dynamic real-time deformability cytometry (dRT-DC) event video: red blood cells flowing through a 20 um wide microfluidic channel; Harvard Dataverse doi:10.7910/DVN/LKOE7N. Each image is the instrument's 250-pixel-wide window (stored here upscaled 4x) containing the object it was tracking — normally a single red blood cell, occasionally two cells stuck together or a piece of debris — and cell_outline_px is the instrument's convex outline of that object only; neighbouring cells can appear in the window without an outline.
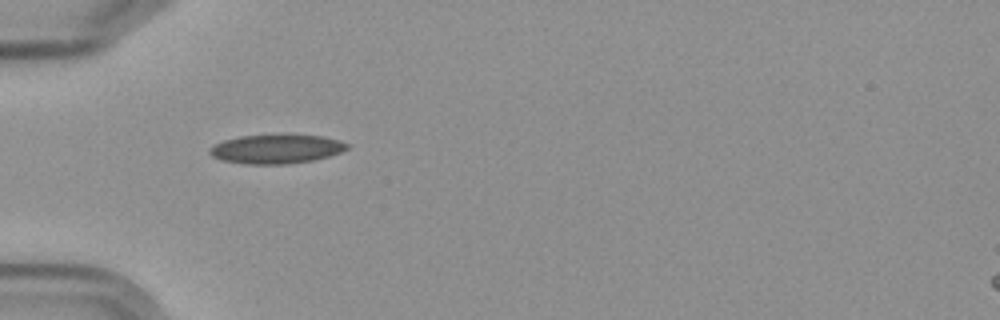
{"species": "Egyptian fruit bat (a non-hibernating species)", "species_latin": "Rousettus aegyptiacus", "temperature_condition": "cold", "stored_images_in_passage": 2, "camera_frame_rate_fps": 3000, "um_per_image_px": 0.085, "frame": {"image": 1, "passage_image": 1, "time_ms": 0.0, "image_size_px": [1000, 320], "cell_outline_px": [[348, 148], [340, 152], [328, 156], [312, 160], [284, 164], [244, 164], [220, 160], [212, 156], [208, 152], [208, 148], [224, 140], [240, 136], [324, 136], [340, 140], [348, 144]], "centroid_in_image_um": [23.44, 12.68], "position_along_channel_um": 61.6, "area_um2": 22.83}}
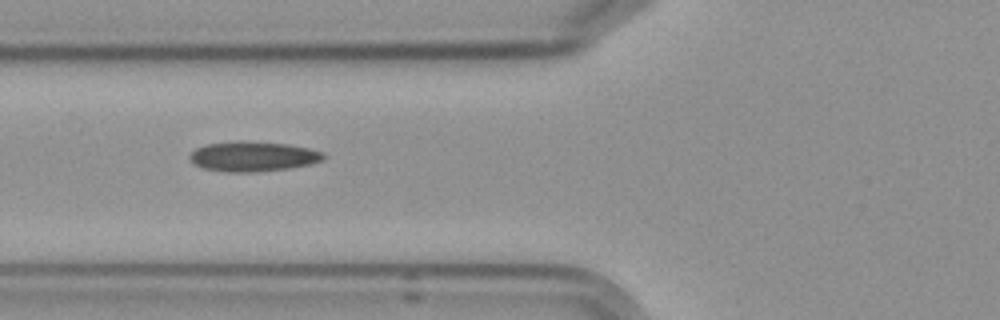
{"frame": {"image": 2, "passage_image": 2, "time_ms": 1.333, "image_size_px": [1000, 320], "cell_outline_px": [[324, 160], [308, 164], [288, 168], [252, 172], [228, 172], [204, 168], [192, 164], [188, 156], [196, 148], [204, 144], [236, 140], [240, 140], [288, 144], [308, 148], [324, 152]], "centroid_in_image_um": [21.46, 13.28], "position_along_channel_um": 104.3, "area_um2": 23.47}}